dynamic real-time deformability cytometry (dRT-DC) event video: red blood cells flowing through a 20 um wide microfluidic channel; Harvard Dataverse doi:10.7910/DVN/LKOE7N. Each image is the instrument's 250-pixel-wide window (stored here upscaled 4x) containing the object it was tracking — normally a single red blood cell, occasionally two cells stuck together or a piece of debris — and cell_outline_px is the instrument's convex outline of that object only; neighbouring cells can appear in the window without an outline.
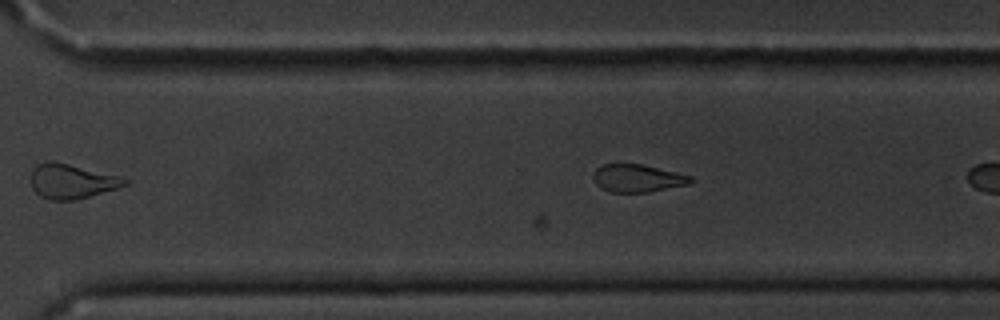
{"species": "common noctule bat (a hibernating species)", "species_latin": "Nyctalus noctula", "temperature_condition": "cold", "stored_images_in_passage": 39, "camera_frame_rate_fps": 3000, "um_per_image_px": 0.085, "animal": {"sex": "male", "body_mass_g": 20.1, "forearm_length_mm": 53.5}, "frame": {"image": 1, "passage_image": 30, "time_ms": 9.667, "image_size_px": [1000, 320], "cell_outline_px": [[692, 180], [688, 184], [648, 192], [612, 192], [600, 188], [592, 180], [592, 172], [596, 168], [604, 164], [616, 160], [640, 164], [676, 172], [692, 176]], "centroid_in_image_um": [54.08, 15.1], "position_along_channel_um": 316.5, "area_um2": 16.18}}